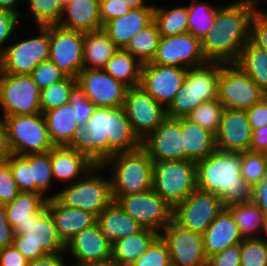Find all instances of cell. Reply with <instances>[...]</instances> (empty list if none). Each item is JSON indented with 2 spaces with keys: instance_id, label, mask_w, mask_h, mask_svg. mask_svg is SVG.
Segmentation results:
<instances>
[{
  "instance_id": "6da1fadb",
  "label": "cell",
  "mask_w": 267,
  "mask_h": 266,
  "mask_svg": "<svg viewBox=\"0 0 267 266\" xmlns=\"http://www.w3.org/2000/svg\"><path fill=\"white\" fill-rule=\"evenodd\" d=\"M261 1L236 0L218 8L211 30L201 40L207 61L236 62L242 48L250 40L251 21Z\"/></svg>"
},
{
  "instance_id": "7a4b0ae2",
  "label": "cell",
  "mask_w": 267,
  "mask_h": 266,
  "mask_svg": "<svg viewBox=\"0 0 267 266\" xmlns=\"http://www.w3.org/2000/svg\"><path fill=\"white\" fill-rule=\"evenodd\" d=\"M241 162V152L216 149L196 163L197 189L217 195L224 207L252 201L253 189L241 177Z\"/></svg>"
},
{
  "instance_id": "3957f363",
  "label": "cell",
  "mask_w": 267,
  "mask_h": 266,
  "mask_svg": "<svg viewBox=\"0 0 267 266\" xmlns=\"http://www.w3.org/2000/svg\"><path fill=\"white\" fill-rule=\"evenodd\" d=\"M220 67V62L208 61L188 68L182 88L167 108V117L187 118L198 105L218 99Z\"/></svg>"
},
{
  "instance_id": "277c9868",
  "label": "cell",
  "mask_w": 267,
  "mask_h": 266,
  "mask_svg": "<svg viewBox=\"0 0 267 266\" xmlns=\"http://www.w3.org/2000/svg\"><path fill=\"white\" fill-rule=\"evenodd\" d=\"M153 165L154 162L142 147L110 157L102 166H111L113 170L110 178L113 200L151 190Z\"/></svg>"
},
{
  "instance_id": "5b68a950",
  "label": "cell",
  "mask_w": 267,
  "mask_h": 266,
  "mask_svg": "<svg viewBox=\"0 0 267 266\" xmlns=\"http://www.w3.org/2000/svg\"><path fill=\"white\" fill-rule=\"evenodd\" d=\"M14 233L12 245L29 261L50 253L66 252L48 210L42 215H31L30 220L14 229Z\"/></svg>"
},
{
  "instance_id": "8992f818",
  "label": "cell",
  "mask_w": 267,
  "mask_h": 266,
  "mask_svg": "<svg viewBox=\"0 0 267 266\" xmlns=\"http://www.w3.org/2000/svg\"><path fill=\"white\" fill-rule=\"evenodd\" d=\"M102 165H96L84 177L59 191L49 198L55 197L63 205L82 209L94 214L96 217L113 201L110 178H102L98 171Z\"/></svg>"
},
{
  "instance_id": "52a82bcc",
  "label": "cell",
  "mask_w": 267,
  "mask_h": 266,
  "mask_svg": "<svg viewBox=\"0 0 267 266\" xmlns=\"http://www.w3.org/2000/svg\"><path fill=\"white\" fill-rule=\"evenodd\" d=\"M152 189L174 208L197 189L196 163L189 160L154 163Z\"/></svg>"
},
{
  "instance_id": "ba28073f",
  "label": "cell",
  "mask_w": 267,
  "mask_h": 266,
  "mask_svg": "<svg viewBox=\"0 0 267 266\" xmlns=\"http://www.w3.org/2000/svg\"><path fill=\"white\" fill-rule=\"evenodd\" d=\"M12 154L46 153L55 146L51 142L43 113L3 116Z\"/></svg>"
},
{
  "instance_id": "9c48e42d",
  "label": "cell",
  "mask_w": 267,
  "mask_h": 266,
  "mask_svg": "<svg viewBox=\"0 0 267 266\" xmlns=\"http://www.w3.org/2000/svg\"><path fill=\"white\" fill-rule=\"evenodd\" d=\"M38 35L7 45L0 53V71L13 75L30 74L50 59V26L38 27Z\"/></svg>"
},
{
  "instance_id": "30bf717a",
  "label": "cell",
  "mask_w": 267,
  "mask_h": 266,
  "mask_svg": "<svg viewBox=\"0 0 267 266\" xmlns=\"http://www.w3.org/2000/svg\"><path fill=\"white\" fill-rule=\"evenodd\" d=\"M267 93L236 64L221 63L219 77V101L225 109H250Z\"/></svg>"
},
{
  "instance_id": "8fae6325",
  "label": "cell",
  "mask_w": 267,
  "mask_h": 266,
  "mask_svg": "<svg viewBox=\"0 0 267 266\" xmlns=\"http://www.w3.org/2000/svg\"><path fill=\"white\" fill-rule=\"evenodd\" d=\"M40 92L29 74L13 75L0 71V107L3 116L42 113Z\"/></svg>"
},
{
  "instance_id": "7c38bea8",
  "label": "cell",
  "mask_w": 267,
  "mask_h": 266,
  "mask_svg": "<svg viewBox=\"0 0 267 266\" xmlns=\"http://www.w3.org/2000/svg\"><path fill=\"white\" fill-rule=\"evenodd\" d=\"M117 203L142 228L158 233L173 220L174 208L153 189L140 194L121 196Z\"/></svg>"
},
{
  "instance_id": "4fadbf2b",
  "label": "cell",
  "mask_w": 267,
  "mask_h": 266,
  "mask_svg": "<svg viewBox=\"0 0 267 266\" xmlns=\"http://www.w3.org/2000/svg\"><path fill=\"white\" fill-rule=\"evenodd\" d=\"M224 208L220 197L196 189L174 207L173 220L185 229L203 234Z\"/></svg>"
},
{
  "instance_id": "5bb4252c",
  "label": "cell",
  "mask_w": 267,
  "mask_h": 266,
  "mask_svg": "<svg viewBox=\"0 0 267 266\" xmlns=\"http://www.w3.org/2000/svg\"><path fill=\"white\" fill-rule=\"evenodd\" d=\"M108 107H96L86 125H79L66 145L96 165L108 160Z\"/></svg>"
},
{
  "instance_id": "9a60e30c",
  "label": "cell",
  "mask_w": 267,
  "mask_h": 266,
  "mask_svg": "<svg viewBox=\"0 0 267 266\" xmlns=\"http://www.w3.org/2000/svg\"><path fill=\"white\" fill-rule=\"evenodd\" d=\"M123 107L134 133L141 141L167 118V109L140 85L127 89Z\"/></svg>"
},
{
  "instance_id": "2e32d148",
  "label": "cell",
  "mask_w": 267,
  "mask_h": 266,
  "mask_svg": "<svg viewBox=\"0 0 267 266\" xmlns=\"http://www.w3.org/2000/svg\"><path fill=\"white\" fill-rule=\"evenodd\" d=\"M160 233L166 242L172 266H207L203 235L185 229L174 220Z\"/></svg>"
},
{
  "instance_id": "e0dca14e",
  "label": "cell",
  "mask_w": 267,
  "mask_h": 266,
  "mask_svg": "<svg viewBox=\"0 0 267 266\" xmlns=\"http://www.w3.org/2000/svg\"><path fill=\"white\" fill-rule=\"evenodd\" d=\"M84 33L50 26V61L66 76L77 78L83 70Z\"/></svg>"
},
{
  "instance_id": "ac0fdd59",
  "label": "cell",
  "mask_w": 267,
  "mask_h": 266,
  "mask_svg": "<svg viewBox=\"0 0 267 266\" xmlns=\"http://www.w3.org/2000/svg\"><path fill=\"white\" fill-rule=\"evenodd\" d=\"M186 72L182 67L144 63L139 85L167 109L182 88Z\"/></svg>"
},
{
  "instance_id": "d6986e66",
  "label": "cell",
  "mask_w": 267,
  "mask_h": 266,
  "mask_svg": "<svg viewBox=\"0 0 267 266\" xmlns=\"http://www.w3.org/2000/svg\"><path fill=\"white\" fill-rule=\"evenodd\" d=\"M208 61L203 55L201 40L189 32L161 37L151 63L159 65L192 68Z\"/></svg>"
},
{
  "instance_id": "ffe728a7",
  "label": "cell",
  "mask_w": 267,
  "mask_h": 266,
  "mask_svg": "<svg viewBox=\"0 0 267 266\" xmlns=\"http://www.w3.org/2000/svg\"><path fill=\"white\" fill-rule=\"evenodd\" d=\"M77 84L86 98L96 107L124 106L128 87L114 79L104 69H83L77 76Z\"/></svg>"
},
{
  "instance_id": "44dd1931",
  "label": "cell",
  "mask_w": 267,
  "mask_h": 266,
  "mask_svg": "<svg viewBox=\"0 0 267 266\" xmlns=\"http://www.w3.org/2000/svg\"><path fill=\"white\" fill-rule=\"evenodd\" d=\"M142 148L154 163L185 160L181 118L167 117L154 132L142 140Z\"/></svg>"
},
{
  "instance_id": "7402d4cb",
  "label": "cell",
  "mask_w": 267,
  "mask_h": 266,
  "mask_svg": "<svg viewBox=\"0 0 267 266\" xmlns=\"http://www.w3.org/2000/svg\"><path fill=\"white\" fill-rule=\"evenodd\" d=\"M216 148L225 152L249 151L252 142V128L246 112L224 109L219 130L215 134Z\"/></svg>"
},
{
  "instance_id": "603a6c76",
  "label": "cell",
  "mask_w": 267,
  "mask_h": 266,
  "mask_svg": "<svg viewBox=\"0 0 267 266\" xmlns=\"http://www.w3.org/2000/svg\"><path fill=\"white\" fill-rule=\"evenodd\" d=\"M111 245L103 237L96 222L70 239L65 245V251H69L76 259L74 266H82L111 259Z\"/></svg>"
},
{
  "instance_id": "cb8c5ba5",
  "label": "cell",
  "mask_w": 267,
  "mask_h": 266,
  "mask_svg": "<svg viewBox=\"0 0 267 266\" xmlns=\"http://www.w3.org/2000/svg\"><path fill=\"white\" fill-rule=\"evenodd\" d=\"M46 209L51 213L59 238L65 245L75 235L97 221L94 214L82 209L67 207L55 197L48 199Z\"/></svg>"
},
{
  "instance_id": "d4e9b609",
  "label": "cell",
  "mask_w": 267,
  "mask_h": 266,
  "mask_svg": "<svg viewBox=\"0 0 267 266\" xmlns=\"http://www.w3.org/2000/svg\"><path fill=\"white\" fill-rule=\"evenodd\" d=\"M202 235L207 258L223 251L227 247L240 244L243 240L238 225L226 207L218 214Z\"/></svg>"
},
{
  "instance_id": "484cf974",
  "label": "cell",
  "mask_w": 267,
  "mask_h": 266,
  "mask_svg": "<svg viewBox=\"0 0 267 266\" xmlns=\"http://www.w3.org/2000/svg\"><path fill=\"white\" fill-rule=\"evenodd\" d=\"M50 159L53 178L59 182L68 181L69 184L73 179H81L96 166L87 156L67 146H55L51 149Z\"/></svg>"
},
{
  "instance_id": "4316f807",
  "label": "cell",
  "mask_w": 267,
  "mask_h": 266,
  "mask_svg": "<svg viewBox=\"0 0 267 266\" xmlns=\"http://www.w3.org/2000/svg\"><path fill=\"white\" fill-rule=\"evenodd\" d=\"M108 159L117 153L131 152L142 147V141L134 133L125 108L108 107Z\"/></svg>"
},
{
  "instance_id": "83f0119b",
  "label": "cell",
  "mask_w": 267,
  "mask_h": 266,
  "mask_svg": "<svg viewBox=\"0 0 267 266\" xmlns=\"http://www.w3.org/2000/svg\"><path fill=\"white\" fill-rule=\"evenodd\" d=\"M154 21V8L131 9L126 15L106 22L102 29L119 48Z\"/></svg>"
},
{
  "instance_id": "f1b7e54d",
  "label": "cell",
  "mask_w": 267,
  "mask_h": 266,
  "mask_svg": "<svg viewBox=\"0 0 267 266\" xmlns=\"http://www.w3.org/2000/svg\"><path fill=\"white\" fill-rule=\"evenodd\" d=\"M99 4L100 0L69 1L64 5L58 25L65 29L83 33L101 29L103 26L100 19Z\"/></svg>"
},
{
  "instance_id": "f546056e",
  "label": "cell",
  "mask_w": 267,
  "mask_h": 266,
  "mask_svg": "<svg viewBox=\"0 0 267 266\" xmlns=\"http://www.w3.org/2000/svg\"><path fill=\"white\" fill-rule=\"evenodd\" d=\"M96 222L103 237L111 244L142 229L140 224L114 200L97 216Z\"/></svg>"
},
{
  "instance_id": "4dcf8cb0",
  "label": "cell",
  "mask_w": 267,
  "mask_h": 266,
  "mask_svg": "<svg viewBox=\"0 0 267 266\" xmlns=\"http://www.w3.org/2000/svg\"><path fill=\"white\" fill-rule=\"evenodd\" d=\"M160 236V233L142 228L139 232L120 238L111 245V259L120 266H131Z\"/></svg>"
},
{
  "instance_id": "1f68e13d",
  "label": "cell",
  "mask_w": 267,
  "mask_h": 266,
  "mask_svg": "<svg viewBox=\"0 0 267 266\" xmlns=\"http://www.w3.org/2000/svg\"><path fill=\"white\" fill-rule=\"evenodd\" d=\"M185 160L197 163L215 151V135L188 118H181Z\"/></svg>"
},
{
  "instance_id": "d6a6232c",
  "label": "cell",
  "mask_w": 267,
  "mask_h": 266,
  "mask_svg": "<svg viewBox=\"0 0 267 266\" xmlns=\"http://www.w3.org/2000/svg\"><path fill=\"white\" fill-rule=\"evenodd\" d=\"M118 49L102 28L84 33L83 69H104Z\"/></svg>"
},
{
  "instance_id": "836d02e7",
  "label": "cell",
  "mask_w": 267,
  "mask_h": 266,
  "mask_svg": "<svg viewBox=\"0 0 267 266\" xmlns=\"http://www.w3.org/2000/svg\"><path fill=\"white\" fill-rule=\"evenodd\" d=\"M43 114L51 142L54 146H66L79 126L72 105L67 103L58 108L46 110Z\"/></svg>"
},
{
  "instance_id": "e575fe53",
  "label": "cell",
  "mask_w": 267,
  "mask_h": 266,
  "mask_svg": "<svg viewBox=\"0 0 267 266\" xmlns=\"http://www.w3.org/2000/svg\"><path fill=\"white\" fill-rule=\"evenodd\" d=\"M47 201L48 197L43 194L21 192L12 202L5 204L12 228L30 220L31 215H42L47 210Z\"/></svg>"
},
{
  "instance_id": "d590c367",
  "label": "cell",
  "mask_w": 267,
  "mask_h": 266,
  "mask_svg": "<svg viewBox=\"0 0 267 266\" xmlns=\"http://www.w3.org/2000/svg\"><path fill=\"white\" fill-rule=\"evenodd\" d=\"M226 208L231 212L238 225L242 238H258L254 235L257 234V231L260 233L259 230H263L267 236V217L254 201L234 204Z\"/></svg>"
},
{
  "instance_id": "8d00e7d4",
  "label": "cell",
  "mask_w": 267,
  "mask_h": 266,
  "mask_svg": "<svg viewBox=\"0 0 267 266\" xmlns=\"http://www.w3.org/2000/svg\"><path fill=\"white\" fill-rule=\"evenodd\" d=\"M142 63L131 53L119 48L108 60L104 70L128 88L140 84Z\"/></svg>"
},
{
  "instance_id": "74e56055",
  "label": "cell",
  "mask_w": 267,
  "mask_h": 266,
  "mask_svg": "<svg viewBox=\"0 0 267 266\" xmlns=\"http://www.w3.org/2000/svg\"><path fill=\"white\" fill-rule=\"evenodd\" d=\"M261 89L267 93V52L250 40L235 62Z\"/></svg>"
},
{
  "instance_id": "f35d334b",
  "label": "cell",
  "mask_w": 267,
  "mask_h": 266,
  "mask_svg": "<svg viewBox=\"0 0 267 266\" xmlns=\"http://www.w3.org/2000/svg\"><path fill=\"white\" fill-rule=\"evenodd\" d=\"M160 40L161 35L156 23L153 21L145 29L134 35L123 49L144 64L153 60Z\"/></svg>"
},
{
  "instance_id": "ab89813d",
  "label": "cell",
  "mask_w": 267,
  "mask_h": 266,
  "mask_svg": "<svg viewBox=\"0 0 267 266\" xmlns=\"http://www.w3.org/2000/svg\"><path fill=\"white\" fill-rule=\"evenodd\" d=\"M154 22L161 37L188 32V6L166 9L154 7Z\"/></svg>"
},
{
  "instance_id": "60d3db41",
  "label": "cell",
  "mask_w": 267,
  "mask_h": 266,
  "mask_svg": "<svg viewBox=\"0 0 267 266\" xmlns=\"http://www.w3.org/2000/svg\"><path fill=\"white\" fill-rule=\"evenodd\" d=\"M219 7L196 0L188 5V32L202 40L211 30Z\"/></svg>"
},
{
  "instance_id": "b9f144b4",
  "label": "cell",
  "mask_w": 267,
  "mask_h": 266,
  "mask_svg": "<svg viewBox=\"0 0 267 266\" xmlns=\"http://www.w3.org/2000/svg\"><path fill=\"white\" fill-rule=\"evenodd\" d=\"M23 157L32 168V193L46 195L53 179L50 151L46 153L27 154Z\"/></svg>"
},
{
  "instance_id": "7bdbcfd3",
  "label": "cell",
  "mask_w": 267,
  "mask_h": 266,
  "mask_svg": "<svg viewBox=\"0 0 267 266\" xmlns=\"http://www.w3.org/2000/svg\"><path fill=\"white\" fill-rule=\"evenodd\" d=\"M76 84L77 78L66 76L63 80L42 89L40 92L42 113L69 103L71 91Z\"/></svg>"
},
{
  "instance_id": "ee69618b",
  "label": "cell",
  "mask_w": 267,
  "mask_h": 266,
  "mask_svg": "<svg viewBox=\"0 0 267 266\" xmlns=\"http://www.w3.org/2000/svg\"><path fill=\"white\" fill-rule=\"evenodd\" d=\"M224 109L219 99L206 101L198 105L187 118L215 135L219 130Z\"/></svg>"
},
{
  "instance_id": "f6af8a7d",
  "label": "cell",
  "mask_w": 267,
  "mask_h": 266,
  "mask_svg": "<svg viewBox=\"0 0 267 266\" xmlns=\"http://www.w3.org/2000/svg\"><path fill=\"white\" fill-rule=\"evenodd\" d=\"M241 177L253 189L267 176L266 153L241 152Z\"/></svg>"
},
{
  "instance_id": "bcb514c9",
  "label": "cell",
  "mask_w": 267,
  "mask_h": 266,
  "mask_svg": "<svg viewBox=\"0 0 267 266\" xmlns=\"http://www.w3.org/2000/svg\"><path fill=\"white\" fill-rule=\"evenodd\" d=\"M30 13L34 16L37 26L58 25L63 14L60 0H28Z\"/></svg>"
},
{
  "instance_id": "7dc6e473",
  "label": "cell",
  "mask_w": 267,
  "mask_h": 266,
  "mask_svg": "<svg viewBox=\"0 0 267 266\" xmlns=\"http://www.w3.org/2000/svg\"><path fill=\"white\" fill-rule=\"evenodd\" d=\"M241 266H267V238H243L240 243Z\"/></svg>"
},
{
  "instance_id": "c3c4849f",
  "label": "cell",
  "mask_w": 267,
  "mask_h": 266,
  "mask_svg": "<svg viewBox=\"0 0 267 266\" xmlns=\"http://www.w3.org/2000/svg\"><path fill=\"white\" fill-rule=\"evenodd\" d=\"M131 266H172L166 242L159 236Z\"/></svg>"
},
{
  "instance_id": "681fc988",
  "label": "cell",
  "mask_w": 267,
  "mask_h": 266,
  "mask_svg": "<svg viewBox=\"0 0 267 266\" xmlns=\"http://www.w3.org/2000/svg\"><path fill=\"white\" fill-rule=\"evenodd\" d=\"M11 169L20 192L32 193V168L21 155L12 154L6 162Z\"/></svg>"
},
{
  "instance_id": "f907efd6",
  "label": "cell",
  "mask_w": 267,
  "mask_h": 266,
  "mask_svg": "<svg viewBox=\"0 0 267 266\" xmlns=\"http://www.w3.org/2000/svg\"><path fill=\"white\" fill-rule=\"evenodd\" d=\"M29 75L40 90L66 77V75L50 60L39 63Z\"/></svg>"
},
{
  "instance_id": "816d5d0a",
  "label": "cell",
  "mask_w": 267,
  "mask_h": 266,
  "mask_svg": "<svg viewBox=\"0 0 267 266\" xmlns=\"http://www.w3.org/2000/svg\"><path fill=\"white\" fill-rule=\"evenodd\" d=\"M69 103L75 110L79 125H86L96 106L86 98L84 90L76 84L70 94Z\"/></svg>"
},
{
  "instance_id": "f5cc1de1",
  "label": "cell",
  "mask_w": 267,
  "mask_h": 266,
  "mask_svg": "<svg viewBox=\"0 0 267 266\" xmlns=\"http://www.w3.org/2000/svg\"><path fill=\"white\" fill-rule=\"evenodd\" d=\"M20 193L18 185L13 178L10 166L7 163L0 164V203H10Z\"/></svg>"
},
{
  "instance_id": "db71d44e",
  "label": "cell",
  "mask_w": 267,
  "mask_h": 266,
  "mask_svg": "<svg viewBox=\"0 0 267 266\" xmlns=\"http://www.w3.org/2000/svg\"><path fill=\"white\" fill-rule=\"evenodd\" d=\"M250 41L267 52V16L260 10L257 11L251 21Z\"/></svg>"
},
{
  "instance_id": "11a10c76",
  "label": "cell",
  "mask_w": 267,
  "mask_h": 266,
  "mask_svg": "<svg viewBox=\"0 0 267 266\" xmlns=\"http://www.w3.org/2000/svg\"><path fill=\"white\" fill-rule=\"evenodd\" d=\"M22 16L20 13H15L10 10H0V53L5 49L6 41L16 31L19 19Z\"/></svg>"
},
{
  "instance_id": "9f6ffc18",
  "label": "cell",
  "mask_w": 267,
  "mask_h": 266,
  "mask_svg": "<svg viewBox=\"0 0 267 266\" xmlns=\"http://www.w3.org/2000/svg\"><path fill=\"white\" fill-rule=\"evenodd\" d=\"M131 8L120 0H100L99 11L102 26L117 17L126 15Z\"/></svg>"
},
{
  "instance_id": "6f0895ef",
  "label": "cell",
  "mask_w": 267,
  "mask_h": 266,
  "mask_svg": "<svg viewBox=\"0 0 267 266\" xmlns=\"http://www.w3.org/2000/svg\"><path fill=\"white\" fill-rule=\"evenodd\" d=\"M207 266H241L240 244L227 247L207 260Z\"/></svg>"
},
{
  "instance_id": "680465c9",
  "label": "cell",
  "mask_w": 267,
  "mask_h": 266,
  "mask_svg": "<svg viewBox=\"0 0 267 266\" xmlns=\"http://www.w3.org/2000/svg\"><path fill=\"white\" fill-rule=\"evenodd\" d=\"M245 112L252 130L267 125V96Z\"/></svg>"
},
{
  "instance_id": "91938a15",
  "label": "cell",
  "mask_w": 267,
  "mask_h": 266,
  "mask_svg": "<svg viewBox=\"0 0 267 266\" xmlns=\"http://www.w3.org/2000/svg\"><path fill=\"white\" fill-rule=\"evenodd\" d=\"M14 238V229L7 219L5 204L0 203V250L11 246Z\"/></svg>"
},
{
  "instance_id": "94428289",
  "label": "cell",
  "mask_w": 267,
  "mask_h": 266,
  "mask_svg": "<svg viewBox=\"0 0 267 266\" xmlns=\"http://www.w3.org/2000/svg\"><path fill=\"white\" fill-rule=\"evenodd\" d=\"M28 262L13 245L0 250V266H28Z\"/></svg>"
},
{
  "instance_id": "6125c7cd",
  "label": "cell",
  "mask_w": 267,
  "mask_h": 266,
  "mask_svg": "<svg viewBox=\"0 0 267 266\" xmlns=\"http://www.w3.org/2000/svg\"><path fill=\"white\" fill-rule=\"evenodd\" d=\"M251 152H267V125L252 130Z\"/></svg>"
},
{
  "instance_id": "be15d7a7",
  "label": "cell",
  "mask_w": 267,
  "mask_h": 266,
  "mask_svg": "<svg viewBox=\"0 0 267 266\" xmlns=\"http://www.w3.org/2000/svg\"><path fill=\"white\" fill-rule=\"evenodd\" d=\"M252 201H254L267 217V176L253 188Z\"/></svg>"
},
{
  "instance_id": "e7e4bbea",
  "label": "cell",
  "mask_w": 267,
  "mask_h": 266,
  "mask_svg": "<svg viewBox=\"0 0 267 266\" xmlns=\"http://www.w3.org/2000/svg\"><path fill=\"white\" fill-rule=\"evenodd\" d=\"M65 252L50 253L28 262V266H66L61 256Z\"/></svg>"
},
{
  "instance_id": "03108f58",
  "label": "cell",
  "mask_w": 267,
  "mask_h": 266,
  "mask_svg": "<svg viewBox=\"0 0 267 266\" xmlns=\"http://www.w3.org/2000/svg\"><path fill=\"white\" fill-rule=\"evenodd\" d=\"M12 155V151L9 146L7 128L4 121V118L0 119V164L6 163L10 156Z\"/></svg>"
},
{
  "instance_id": "003e7915",
  "label": "cell",
  "mask_w": 267,
  "mask_h": 266,
  "mask_svg": "<svg viewBox=\"0 0 267 266\" xmlns=\"http://www.w3.org/2000/svg\"><path fill=\"white\" fill-rule=\"evenodd\" d=\"M127 4L131 9L154 8V5L146 4V0H120Z\"/></svg>"
},
{
  "instance_id": "a7ac6f4b",
  "label": "cell",
  "mask_w": 267,
  "mask_h": 266,
  "mask_svg": "<svg viewBox=\"0 0 267 266\" xmlns=\"http://www.w3.org/2000/svg\"><path fill=\"white\" fill-rule=\"evenodd\" d=\"M18 0H0V10H10L18 13L16 3Z\"/></svg>"
},
{
  "instance_id": "89a4df30",
  "label": "cell",
  "mask_w": 267,
  "mask_h": 266,
  "mask_svg": "<svg viewBox=\"0 0 267 266\" xmlns=\"http://www.w3.org/2000/svg\"><path fill=\"white\" fill-rule=\"evenodd\" d=\"M82 266H120V265L113 259H109L104 262L90 263V264H85Z\"/></svg>"
},
{
  "instance_id": "2644e50d",
  "label": "cell",
  "mask_w": 267,
  "mask_h": 266,
  "mask_svg": "<svg viewBox=\"0 0 267 266\" xmlns=\"http://www.w3.org/2000/svg\"><path fill=\"white\" fill-rule=\"evenodd\" d=\"M60 1H61L62 5L64 6V5H66L71 0H60Z\"/></svg>"
}]
</instances>
